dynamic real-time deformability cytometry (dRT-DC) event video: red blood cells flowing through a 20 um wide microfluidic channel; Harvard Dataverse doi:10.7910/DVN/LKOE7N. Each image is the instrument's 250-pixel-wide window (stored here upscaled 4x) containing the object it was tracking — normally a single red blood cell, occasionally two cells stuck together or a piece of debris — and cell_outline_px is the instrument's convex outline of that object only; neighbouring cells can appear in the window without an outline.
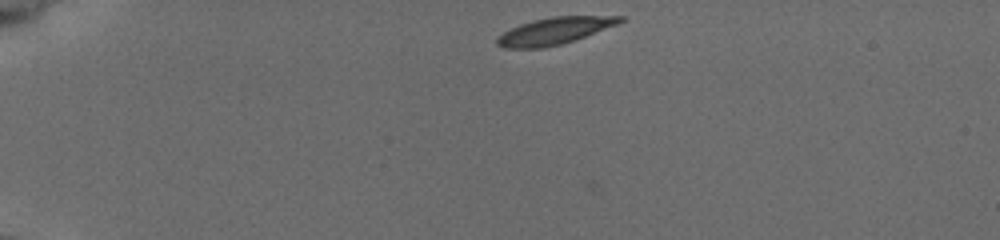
{"species": "common noctule bat (a hibernating species)", "species_latin": "Nyctalus noctula", "temperature_condition": "cold", "stored_images_in_passage": 2, "camera_frame_rate_fps": 3000, "um_per_image_px": 0.085, "animal": {"sex": "female", "body_mass_g": 19.5, "forearm_length_mm": 54.1}, "frame": {"image": 1, "passage_image": 1, "time_ms": 0.0, "image_size_px": [1000, 240], "cell_outline_px": [[624, 20], [616, 24], [584, 36], [560, 44], [544, 48], [504, 48], [496, 44], [496, 36], [520, 24], [532, 20], [552, 16], [624, 16]], "centroid_in_image_um": [47.06, 2.62], "position_along_channel_um": 37.9, "area_um2": 18.96}}